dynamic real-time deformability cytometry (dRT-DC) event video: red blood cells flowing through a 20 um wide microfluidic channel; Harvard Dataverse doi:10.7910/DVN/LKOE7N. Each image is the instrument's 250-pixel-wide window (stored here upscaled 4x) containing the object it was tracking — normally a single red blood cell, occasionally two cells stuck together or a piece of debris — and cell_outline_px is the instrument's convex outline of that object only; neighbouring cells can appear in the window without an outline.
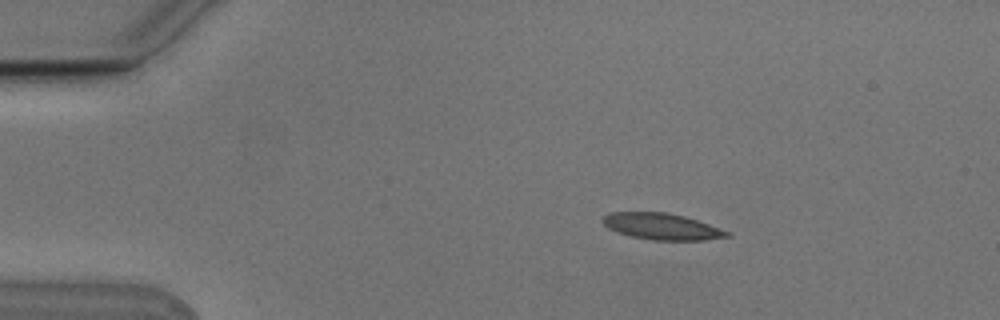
{"species": "Egyptian fruit bat (a non-hibernating species)", "species_latin": "Rousettus aegyptiacus", "temperature_condition": "cold", "stored_images_in_passage": 5, "camera_frame_rate_fps": 3000, "um_per_image_px": 0.085, "animal": {"sex": "male"}, "frame": {"image": 1, "passage_image": 3, "time_ms": 0.667, "image_size_px": [1000, 320], "cell_outline_px": [[732, 236], [704, 240], [652, 240], [632, 236], [616, 232], [608, 228], [600, 220], [604, 216], [612, 212], [664, 212], [684, 216], [732, 232]], "centroid_in_image_um": [56.26, 19.25], "position_along_channel_um": 28.7, "area_um2": 19.07}}